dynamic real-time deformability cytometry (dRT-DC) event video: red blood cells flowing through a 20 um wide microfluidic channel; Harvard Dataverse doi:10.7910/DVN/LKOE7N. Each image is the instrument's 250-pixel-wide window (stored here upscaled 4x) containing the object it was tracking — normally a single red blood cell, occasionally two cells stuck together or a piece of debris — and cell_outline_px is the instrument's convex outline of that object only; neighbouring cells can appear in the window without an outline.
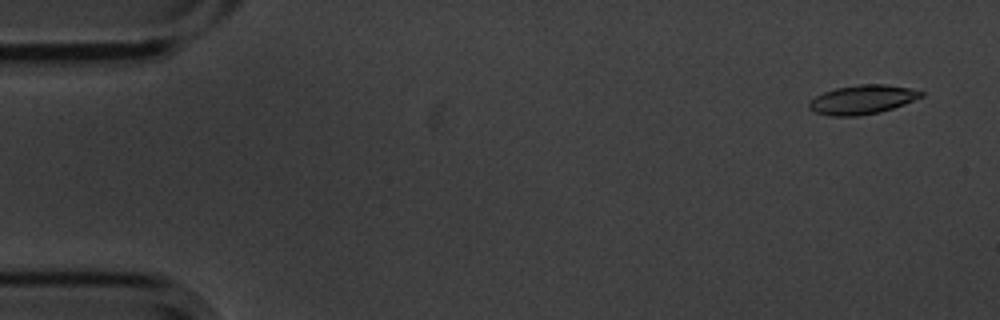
{"species": "common noctule bat (a hibernating species)", "species_latin": "Nyctalus noctula", "temperature_condition": "cold", "stored_images_in_passage": 4, "camera_frame_rate_fps": 3000, "um_per_image_px": 0.085, "animal": {"sex": "male", "body_mass_g": 20.1, "forearm_length_mm": 53.5}, "frame": {"image": 1, "passage_image": 1, "time_ms": 0.0, "image_size_px": [1000, 320], "cell_outline_px": [[924, 96], [904, 104], [880, 112], [856, 116], [828, 116], [816, 112], [808, 108], [808, 104], [816, 96], [824, 92], [836, 88], [860, 84], [884, 84], [908, 88], [924, 92]], "centroid_in_image_um": [73.29, 8.47], "position_along_channel_um": 11.7, "area_um2": 18.84}}